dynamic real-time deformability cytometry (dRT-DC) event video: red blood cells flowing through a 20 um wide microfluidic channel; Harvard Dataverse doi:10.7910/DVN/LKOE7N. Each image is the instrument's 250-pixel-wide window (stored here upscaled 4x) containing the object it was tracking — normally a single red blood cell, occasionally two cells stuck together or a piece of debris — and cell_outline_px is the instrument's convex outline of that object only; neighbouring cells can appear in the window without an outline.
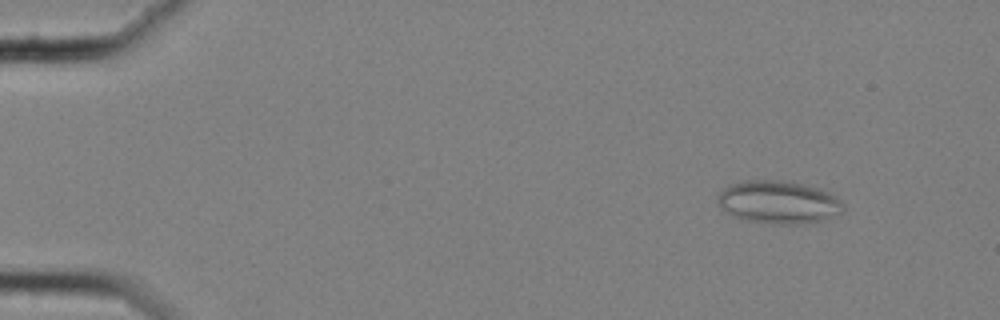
{"species": "common noctule bat (a hibernating species)", "species_latin": "Nyctalus noctula", "temperature_condition": "cold", "stored_images_in_passage": 58, "camera_frame_rate_fps": 3000, "um_per_image_px": 0.085, "animal": {"sex": "female", "body_mass_g": 25.1}, "frame": {"image": 1, "passage_image": 7, "time_ms": 2.0, "image_size_px": [1000, 320], "cell_outline_px": [[844, 208], [840, 212], [820, 220], [800, 224], [772, 224], [740, 220], [732, 216], [720, 208], [716, 200], [716, 196], [728, 184], [740, 180], [780, 180], [804, 184], [820, 188], [836, 196], [844, 204]], "centroid_in_image_um": [66.09, 17.17], "position_along_channel_um": 18.9, "area_um2": 31.79}}
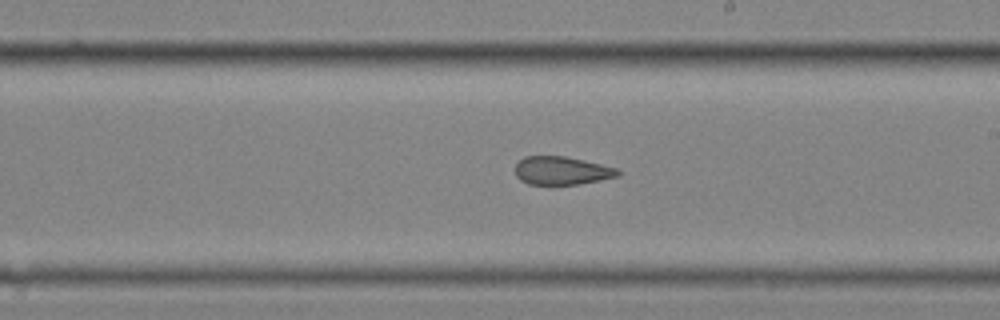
{"frame": {"image": 2, "passage_image": 35, "time_ms": 11.333, "image_size_px": [1000, 320], "cell_outline_px": [[620, 176], [580, 184], [528, 184], [520, 180], [516, 176], [516, 164], [524, 156], [564, 156], [600, 164], [616, 168], [620, 172]], "centroid_in_image_um": [47.74, 14.51], "position_along_channel_um": 241.3, "area_um2": 16.76}}
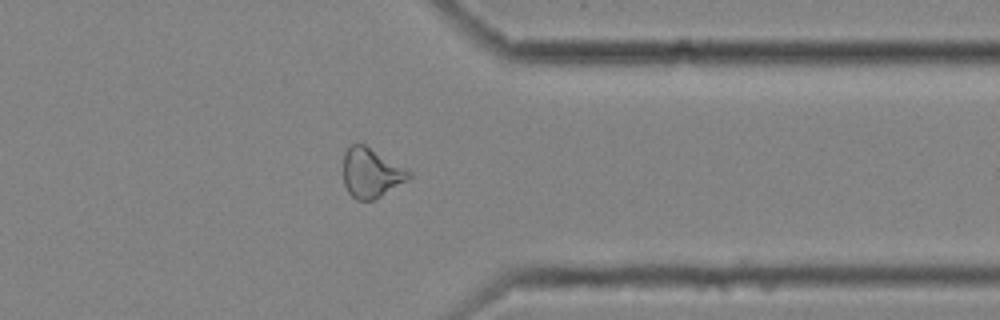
{"frame": {"image": 3, "passage_image": 47, "time_ms": 15.333, "image_size_px": [1000, 320], "cell_outline_px": [[412, 176], [408, 180], [380, 196], [372, 200], [356, 200], [348, 192], [344, 184], [344, 152], [352, 144], [364, 144], [412, 172]], "centroid_in_image_um": [31.54, 14.7], "position_along_channel_um": 379.9, "area_um2": 18.67}, "authors_computed_cell_mechanics": {"area_um2": 20.7791, "velocity_mm_per_s": 3.5508, "shape_relaxation_time_tau1_ms": null, "shape_relaxation_time_tau2_ms": 2.6943, "deformation_change_tau1": null, "deformation_change_tau2": 0.1015}}